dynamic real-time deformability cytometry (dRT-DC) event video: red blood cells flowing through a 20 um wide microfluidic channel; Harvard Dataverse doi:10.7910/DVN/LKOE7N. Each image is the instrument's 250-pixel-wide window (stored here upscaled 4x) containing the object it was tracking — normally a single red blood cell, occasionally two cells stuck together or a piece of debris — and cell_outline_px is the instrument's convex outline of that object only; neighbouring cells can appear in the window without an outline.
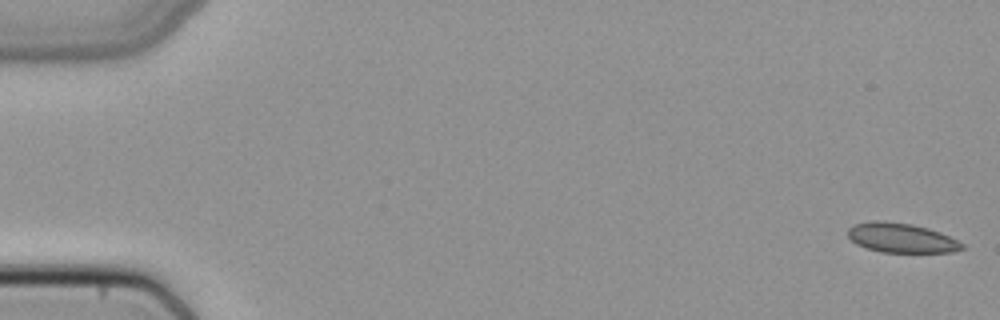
{"species": "common noctule bat (a hibernating species)", "species_latin": "Nyctalus noctula", "temperature_condition": "cold", "stored_images_in_passage": 13, "camera_frame_rate_fps": 3000, "um_per_image_px": 0.085, "animal": {"sex": "female", "body_mass_g": 22.7, "forearm_length_mm": 54.2}, "frame": {"image": 1, "passage_image": 1, "time_ms": 0.0, "image_size_px": [1000, 320], "cell_outline_px": [[964, 248], [952, 252], [880, 252], [856, 244], [848, 236], [848, 228], [852, 224], [872, 220], [884, 220], [912, 224], [928, 228], [940, 232], [964, 244]], "centroid_in_image_um": [76.58, 20.2], "position_along_channel_um": 8.4, "area_um2": 19.71}}